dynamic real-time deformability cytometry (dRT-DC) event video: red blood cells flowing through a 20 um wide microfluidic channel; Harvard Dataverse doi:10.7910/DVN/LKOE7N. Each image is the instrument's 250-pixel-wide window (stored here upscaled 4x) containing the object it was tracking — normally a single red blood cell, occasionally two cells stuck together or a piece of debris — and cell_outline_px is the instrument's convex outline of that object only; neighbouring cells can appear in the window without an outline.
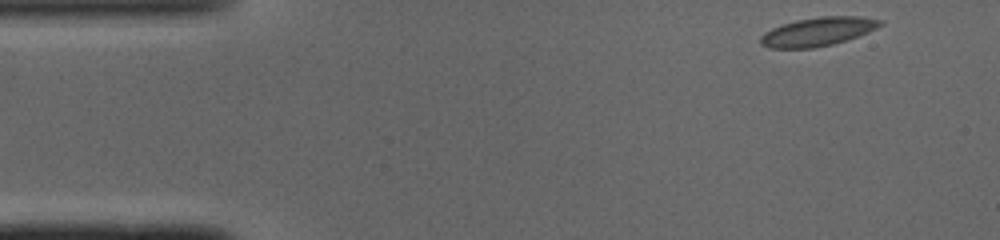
{"species": "common noctule bat (a hibernating species)", "species_latin": "Nyctalus noctula", "temperature_condition": "cold", "stored_images_in_passage": 46, "camera_frame_rate_fps": 3000, "um_per_image_px": 0.085, "animal": {"sex": "male", "body_mass_g": 19.0, "forearm_length_mm": 50.8}, "frame": {"image": 1, "passage_image": 1, "time_ms": 0.0, "image_size_px": [1000, 240], "cell_outline_px": [[884, 24], [868, 32], [832, 44], [812, 48], [772, 48], [760, 44], [760, 36], [764, 32], [772, 28], [796, 20], [824, 16], [860, 16], [884, 20]], "centroid_in_image_um": [69.52, 2.68], "position_along_channel_um": 15.5, "area_um2": 19.83}}
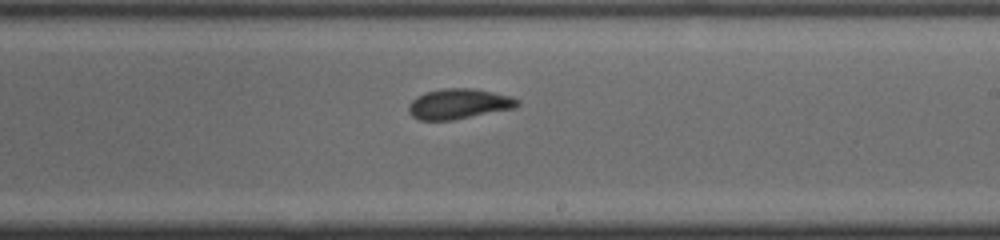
{"frame": {"image": 2, "passage_image": 25, "time_ms": 8.0, "image_size_px": [1000, 240], "cell_outline_px": [[520, 104], [516, 108], [452, 120], [420, 120], [412, 116], [408, 112], [408, 104], [416, 96], [424, 92], [444, 88], [476, 88], [512, 96], [520, 100]], "centroid_in_image_um": [39.01, 8.82], "position_along_channel_um": 250.0, "area_um2": 19.48}}
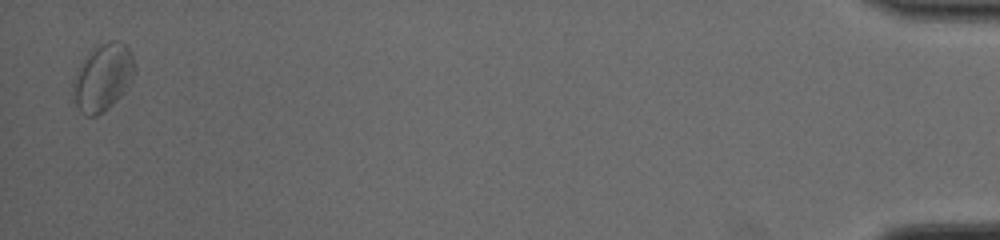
{"frame": {"image": 3, "passage_image": 45, "time_ms": 14.667, "image_size_px": [1000, 240], "cell_outline_px": [[136, 72], [128, 88], [108, 108], [96, 116], [84, 116], [80, 112], [76, 104], [72, 88], [72, 80], [76, 72], [88, 56], [100, 44], [112, 40], [116, 40], [124, 44], [128, 48], [136, 64]], "centroid_in_image_um": [8.77, 6.61], "position_along_channel_um": 426.4, "area_um2": 23.87}, "authors_computed_cell_mechanics": {"area_um2": 19.5653, "velocity_mm_per_s": 4.0642, "shape_relaxation_time_tau1_ms": 6.7565, "shape_relaxation_time_tau2_ms": 1.3363, "deformation_change_tau1": 0.1145, "deformation_change_tau2": 0.0428}}